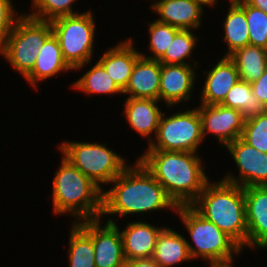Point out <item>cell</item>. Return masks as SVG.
I'll list each match as a JSON object with an SVG mask.
<instances>
[{
    "instance_id": "26",
    "label": "cell",
    "mask_w": 267,
    "mask_h": 267,
    "mask_svg": "<svg viewBox=\"0 0 267 267\" xmlns=\"http://www.w3.org/2000/svg\"><path fill=\"white\" fill-rule=\"evenodd\" d=\"M73 90L85 95H123V91L113 82L103 66L97 61L85 73L70 85Z\"/></svg>"
},
{
    "instance_id": "17",
    "label": "cell",
    "mask_w": 267,
    "mask_h": 267,
    "mask_svg": "<svg viewBox=\"0 0 267 267\" xmlns=\"http://www.w3.org/2000/svg\"><path fill=\"white\" fill-rule=\"evenodd\" d=\"M123 107V115L125 120L133 131L146 138L148 145L155 138L161 116L164 112L162 110L159 100L155 99H137L125 98ZM160 103V105H158ZM153 136V138H152Z\"/></svg>"
},
{
    "instance_id": "32",
    "label": "cell",
    "mask_w": 267,
    "mask_h": 267,
    "mask_svg": "<svg viewBox=\"0 0 267 267\" xmlns=\"http://www.w3.org/2000/svg\"><path fill=\"white\" fill-rule=\"evenodd\" d=\"M241 138L258 151L267 153V110L245 120Z\"/></svg>"
},
{
    "instance_id": "13",
    "label": "cell",
    "mask_w": 267,
    "mask_h": 267,
    "mask_svg": "<svg viewBox=\"0 0 267 267\" xmlns=\"http://www.w3.org/2000/svg\"><path fill=\"white\" fill-rule=\"evenodd\" d=\"M102 220L104 218L92 220L95 267H124L126 259L120 227L117 222L113 224Z\"/></svg>"
},
{
    "instance_id": "29",
    "label": "cell",
    "mask_w": 267,
    "mask_h": 267,
    "mask_svg": "<svg viewBox=\"0 0 267 267\" xmlns=\"http://www.w3.org/2000/svg\"><path fill=\"white\" fill-rule=\"evenodd\" d=\"M147 25L149 33L148 52L151 53L150 56L142 51L140 54L147 59L159 60L165 54L174 36L180 29L156 20L148 21Z\"/></svg>"
},
{
    "instance_id": "34",
    "label": "cell",
    "mask_w": 267,
    "mask_h": 267,
    "mask_svg": "<svg viewBox=\"0 0 267 267\" xmlns=\"http://www.w3.org/2000/svg\"><path fill=\"white\" fill-rule=\"evenodd\" d=\"M250 84L253 94L260 100L263 107L267 110V68L259 79Z\"/></svg>"
},
{
    "instance_id": "22",
    "label": "cell",
    "mask_w": 267,
    "mask_h": 267,
    "mask_svg": "<svg viewBox=\"0 0 267 267\" xmlns=\"http://www.w3.org/2000/svg\"><path fill=\"white\" fill-rule=\"evenodd\" d=\"M171 228L165 226L160 232L152 255V259L160 267H175L183 262L194 261L186 237Z\"/></svg>"
},
{
    "instance_id": "1",
    "label": "cell",
    "mask_w": 267,
    "mask_h": 267,
    "mask_svg": "<svg viewBox=\"0 0 267 267\" xmlns=\"http://www.w3.org/2000/svg\"><path fill=\"white\" fill-rule=\"evenodd\" d=\"M135 160L110 183V189L103 190L101 218L109 216L106 222L116 223L111 217L116 215L124 218L153 211H177L178 206L162 185L138 159Z\"/></svg>"
},
{
    "instance_id": "12",
    "label": "cell",
    "mask_w": 267,
    "mask_h": 267,
    "mask_svg": "<svg viewBox=\"0 0 267 267\" xmlns=\"http://www.w3.org/2000/svg\"><path fill=\"white\" fill-rule=\"evenodd\" d=\"M199 65L162 64L160 74L159 101L168 109L192 101L197 82ZM196 69V70H195Z\"/></svg>"
},
{
    "instance_id": "19",
    "label": "cell",
    "mask_w": 267,
    "mask_h": 267,
    "mask_svg": "<svg viewBox=\"0 0 267 267\" xmlns=\"http://www.w3.org/2000/svg\"><path fill=\"white\" fill-rule=\"evenodd\" d=\"M120 230L123 253L127 260L152 258L155 245L164 226H155L145 220L130 221Z\"/></svg>"
},
{
    "instance_id": "7",
    "label": "cell",
    "mask_w": 267,
    "mask_h": 267,
    "mask_svg": "<svg viewBox=\"0 0 267 267\" xmlns=\"http://www.w3.org/2000/svg\"><path fill=\"white\" fill-rule=\"evenodd\" d=\"M52 34L51 22L30 17L24 12L0 47V56L25 78L32 71L40 48Z\"/></svg>"
},
{
    "instance_id": "18",
    "label": "cell",
    "mask_w": 267,
    "mask_h": 267,
    "mask_svg": "<svg viewBox=\"0 0 267 267\" xmlns=\"http://www.w3.org/2000/svg\"><path fill=\"white\" fill-rule=\"evenodd\" d=\"M132 37L107 48L98 58L113 82L123 91L130 79L133 66L141 56Z\"/></svg>"
},
{
    "instance_id": "37",
    "label": "cell",
    "mask_w": 267,
    "mask_h": 267,
    "mask_svg": "<svg viewBox=\"0 0 267 267\" xmlns=\"http://www.w3.org/2000/svg\"><path fill=\"white\" fill-rule=\"evenodd\" d=\"M192 1L198 3L202 8H205L207 6V8L210 7V9L211 7L216 8V5H218L217 2L218 3L220 2L218 0H192Z\"/></svg>"
},
{
    "instance_id": "28",
    "label": "cell",
    "mask_w": 267,
    "mask_h": 267,
    "mask_svg": "<svg viewBox=\"0 0 267 267\" xmlns=\"http://www.w3.org/2000/svg\"><path fill=\"white\" fill-rule=\"evenodd\" d=\"M220 105L241 111L245 120L266 111L260 100L253 94L251 84L242 80L235 83Z\"/></svg>"
},
{
    "instance_id": "8",
    "label": "cell",
    "mask_w": 267,
    "mask_h": 267,
    "mask_svg": "<svg viewBox=\"0 0 267 267\" xmlns=\"http://www.w3.org/2000/svg\"><path fill=\"white\" fill-rule=\"evenodd\" d=\"M94 18V13L87 10L51 21L53 34L58 39L62 56L73 71L77 72L78 69L82 71L85 67H89L93 60L97 32Z\"/></svg>"
},
{
    "instance_id": "3",
    "label": "cell",
    "mask_w": 267,
    "mask_h": 267,
    "mask_svg": "<svg viewBox=\"0 0 267 267\" xmlns=\"http://www.w3.org/2000/svg\"><path fill=\"white\" fill-rule=\"evenodd\" d=\"M191 206L214 223L244 250L247 247V221L244 188L226 182L208 181ZM245 247V248H244Z\"/></svg>"
},
{
    "instance_id": "4",
    "label": "cell",
    "mask_w": 267,
    "mask_h": 267,
    "mask_svg": "<svg viewBox=\"0 0 267 267\" xmlns=\"http://www.w3.org/2000/svg\"><path fill=\"white\" fill-rule=\"evenodd\" d=\"M60 165L52 183L53 214L72 215L73 223L100 219L103 190L63 156Z\"/></svg>"
},
{
    "instance_id": "36",
    "label": "cell",
    "mask_w": 267,
    "mask_h": 267,
    "mask_svg": "<svg viewBox=\"0 0 267 267\" xmlns=\"http://www.w3.org/2000/svg\"><path fill=\"white\" fill-rule=\"evenodd\" d=\"M245 2L267 14V0H245Z\"/></svg>"
},
{
    "instance_id": "38",
    "label": "cell",
    "mask_w": 267,
    "mask_h": 267,
    "mask_svg": "<svg viewBox=\"0 0 267 267\" xmlns=\"http://www.w3.org/2000/svg\"><path fill=\"white\" fill-rule=\"evenodd\" d=\"M236 259L230 260V261H225V262H214V263H209V267H236L234 265ZM234 262V263H233Z\"/></svg>"
},
{
    "instance_id": "14",
    "label": "cell",
    "mask_w": 267,
    "mask_h": 267,
    "mask_svg": "<svg viewBox=\"0 0 267 267\" xmlns=\"http://www.w3.org/2000/svg\"><path fill=\"white\" fill-rule=\"evenodd\" d=\"M247 221V250L267 245V186L244 188Z\"/></svg>"
},
{
    "instance_id": "2",
    "label": "cell",
    "mask_w": 267,
    "mask_h": 267,
    "mask_svg": "<svg viewBox=\"0 0 267 267\" xmlns=\"http://www.w3.org/2000/svg\"><path fill=\"white\" fill-rule=\"evenodd\" d=\"M144 150L137 159L165 189L177 206L191 205L210 180L201 154ZM206 172V173H205Z\"/></svg>"
},
{
    "instance_id": "15",
    "label": "cell",
    "mask_w": 267,
    "mask_h": 267,
    "mask_svg": "<svg viewBox=\"0 0 267 267\" xmlns=\"http://www.w3.org/2000/svg\"><path fill=\"white\" fill-rule=\"evenodd\" d=\"M150 8L156 13V21L179 29L199 30L203 25L205 9L192 0H154Z\"/></svg>"
},
{
    "instance_id": "39",
    "label": "cell",
    "mask_w": 267,
    "mask_h": 267,
    "mask_svg": "<svg viewBox=\"0 0 267 267\" xmlns=\"http://www.w3.org/2000/svg\"><path fill=\"white\" fill-rule=\"evenodd\" d=\"M228 1V4H238V3H241L245 0H227Z\"/></svg>"
},
{
    "instance_id": "16",
    "label": "cell",
    "mask_w": 267,
    "mask_h": 267,
    "mask_svg": "<svg viewBox=\"0 0 267 267\" xmlns=\"http://www.w3.org/2000/svg\"><path fill=\"white\" fill-rule=\"evenodd\" d=\"M210 70H202L205 80L199 95L200 104H220L228 91L240 80L235 63L228 57H220Z\"/></svg>"
},
{
    "instance_id": "6",
    "label": "cell",
    "mask_w": 267,
    "mask_h": 267,
    "mask_svg": "<svg viewBox=\"0 0 267 267\" xmlns=\"http://www.w3.org/2000/svg\"><path fill=\"white\" fill-rule=\"evenodd\" d=\"M61 155L89 177L102 190L120 175L129 162L101 142H77L64 140L57 144Z\"/></svg>"
},
{
    "instance_id": "20",
    "label": "cell",
    "mask_w": 267,
    "mask_h": 267,
    "mask_svg": "<svg viewBox=\"0 0 267 267\" xmlns=\"http://www.w3.org/2000/svg\"><path fill=\"white\" fill-rule=\"evenodd\" d=\"M161 66L158 60L140 56L133 66L129 82L123 90V96L159 100Z\"/></svg>"
},
{
    "instance_id": "21",
    "label": "cell",
    "mask_w": 267,
    "mask_h": 267,
    "mask_svg": "<svg viewBox=\"0 0 267 267\" xmlns=\"http://www.w3.org/2000/svg\"><path fill=\"white\" fill-rule=\"evenodd\" d=\"M69 71L73 69L64 60L58 39L52 34L40 48L34 67L24 80L37 89L39 82Z\"/></svg>"
},
{
    "instance_id": "35",
    "label": "cell",
    "mask_w": 267,
    "mask_h": 267,
    "mask_svg": "<svg viewBox=\"0 0 267 267\" xmlns=\"http://www.w3.org/2000/svg\"><path fill=\"white\" fill-rule=\"evenodd\" d=\"M124 267H160L152 258L127 260Z\"/></svg>"
},
{
    "instance_id": "31",
    "label": "cell",
    "mask_w": 267,
    "mask_h": 267,
    "mask_svg": "<svg viewBox=\"0 0 267 267\" xmlns=\"http://www.w3.org/2000/svg\"><path fill=\"white\" fill-rule=\"evenodd\" d=\"M238 5L245 11L249 29V45L267 49V14L248 5L245 1Z\"/></svg>"
},
{
    "instance_id": "10",
    "label": "cell",
    "mask_w": 267,
    "mask_h": 267,
    "mask_svg": "<svg viewBox=\"0 0 267 267\" xmlns=\"http://www.w3.org/2000/svg\"><path fill=\"white\" fill-rule=\"evenodd\" d=\"M225 149L233 158L239 174L236 176L227 170L222 180L243 188L267 186V153L258 151L241 137L232 141Z\"/></svg>"
},
{
    "instance_id": "27",
    "label": "cell",
    "mask_w": 267,
    "mask_h": 267,
    "mask_svg": "<svg viewBox=\"0 0 267 267\" xmlns=\"http://www.w3.org/2000/svg\"><path fill=\"white\" fill-rule=\"evenodd\" d=\"M194 32L196 33L194 30L180 29L165 54L158 61L161 64L199 65L197 60L191 59L199 42V37ZM189 59L192 60V64H190Z\"/></svg>"
},
{
    "instance_id": "33",
    "label": "cell",
    "mask_w": 267,
    "mask_h": 267,
    "mask_svg": "<svg viewBox=\"0 0 267 267\" xmlns=\"http://www.w3.org/2000/svg\"><path fill=\"white\" fill-rule=\"evenodd\" d=\"M12 0H0V47L6 42L18 18L24 11L18 12Z\"/></svg>"
},
{
    "instance_id": "23",
    "label": "cell",
    "mask_w": 267,
    "mask_h": 267,
    "mask_svg": "<svg viewBox=\"0 0 267 267\" xmlns=\"http://www.w3.org/2000/svg\"><path fill=\"white\" fill-rule=\"evenodd\" d=\"M70 226L68 267H95L92 220L72 222Z\"/></svg>"
},
{
    "instance_id": "30",
    "label": "cell",
    "mask_w": 267,
    "mask_h": 267,
    "mask_svg": "<svg viewBox=\"0 0 267 267\" xmlns=\"http://www.w3.org/2000/svg\"><path fill=\"white\" fill-rule=\"evenodd\" d=\"M78 3V0H31L30 13H27L30 17L46 20L51 22L54 19L63 16H70L79 14L78 11H74L73 5Z\"/></svg>"
},
{
    "instance_id": "24",
    "label": "cell",
    "mask_w": 267,
    "mask_h": 267,
    "mask_svg": "<svg viewBox=\"0 0 267 267\" xmlns=\"http://www.w3.org/2000/svg\"><path fill=\"white\" fill-rule=\"evenodd\" d=\"M228 57L235 63L240 80L248 83L259 79L267 68V49L259 46L238 48Z\"/></svg>"
},
{
    "instance_id": "9",
    "label": "cell",
    "mask_w": 267,
    "mask_h": 267,
    "mask_svg": "<svg viewBox=\"0 0 267 267\" xmlns=\"http://www.w3.org/2000/svg\"><path fill=\"white\" fill-rule=\"evenodd\" d=\"M180 110L168 116V112L162 114L155 138L147 145V150L199 153L204 137L198 108Z\"/></svg>"
},
{
    "instance_id": "25",
    "label": "cell",
    "mask_w": 267,
    "mask_h": 267,
    "mask_svg": "<svg viewBox=\"0 0 267 267\" xmlns=\"http://www.w3.org/2000/svg\"><path fill=\"white\" fill-rule=\"evenodd\" d=\"M226 14L222 21V38L227 46L224 56H229L236 49L249 45V29L245 11L238 4H230Z\"/></svg>"
},
{
    "instance_id": "5",
    "label": "cell",
    "mask_w": 267,
    "mask_h": 267,
    "mask_svg": "<svg viewBox=\"0 0 267 267\" xmlns=\"http://www.w3.org/2000/svg\"><path fill=\"white\" fill-rule=\"evenodd\" d=\"M175 214L186 228L189 253L193 260L205 263L225 262L236 259L242 248L214 223L201 216L191 205L178 206Z\"/></svg>"
},
{
    "instance_id": "11",
    "label": "cell",
    "mask_w": 267,
    "mask_h": 267,
    "mask_svg": "<svg viewBox=\"0 0 267 267\" xmlns=\"http://www.w3.org/2000/svg\"><path fill=\"white\" fill-rule=\"evenodd\" d=\"M196 107L200 114L204 140L209 134H212L219 141L217 142L220 144L219 146L225 148L232 141L242 136L245 119L241 111L220 104H199Z\"/></svg>"
}]
</instances>
